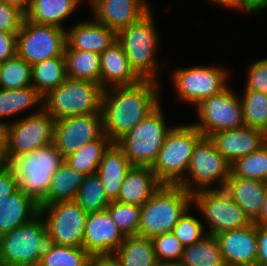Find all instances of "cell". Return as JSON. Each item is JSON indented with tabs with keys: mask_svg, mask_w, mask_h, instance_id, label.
Returning <instances> with one entry per match:
<instances>
[{
	"mask_svg": "<svg viewBox=\"0 0 267 266\" xmlns=\"http://www.w3.org/2000/svg\"><path fill=\"white\" fill-rule=\"evenodd\" d=\"M89 266H122V264L115 253L94 254L90 256Z\"/></svg>",
	"mask_w": 267,
	"mask_h": 266,
	"instance_id": "c3c4849f",
	"label": "cell"
},
{
	"mask_svg": "<svg viewBox=\"0 0 267 266\" xmlns=\"http://www.w3.org/2000/svg\"><path fill=\"white\" fill-rule=\"evenodd\" d=\"M48 244L40 213L29 223L0 236V262L4 266H36Z\"/></svg>",
	"mask_w": 267,
	"mask_h": 266,
	"instance_id": "52a82bcc",
	"label": "cell"
},
{
	"mask_svg": "<svg viewBox=\"0 0 267 266\" xmlns=\"http://www.w3.org/2000/svg\"><path fill=\"white\" fill-rule=\"evenodd\" d=\"M66 29L38 24L24 18L17 33V56L30 66L54 57H64Z\"/></svg>",
	"mask_w": 267,
	"mask_h": 266,
	"instance_id": "4fadbf2b",
	"label": "cell"
},
{
	"mask_svg": "<svg viewBox=\"0 0 267 266\" xmlns=\"http://www.w3.org/2000/svg\"><path fill=\"white\" fill-rule=\"evenodd\" d=\"M75 201L87 214L105 210L110 204L97 174L85 177L78 189Z\"/></svg>",
	"mask_w": 267,
	"mask_h": 266,
	"instance_id": "74e56055",
	"label": "cell"
},
{
	"mask_svg": "<svg viewBox=\"0 0 267 266\" xmlns=\"http://www.w3.org/2000/svg\"><path fill=\"white\" fill-rule=\"evenodd\" d=\"M112 143L104 134L102 137L86 143L77 151L65 157L64 161L71 168L86 176L96 174L104 152Z\"/></svg>",
	"mask_w": 267,
	"mask_h": 266,
	"instance_id": "836d02e7",
	"label": "cell"
},
{
	"mask_svg": "<svg viewBox=\"0 0 267 266\" xmlns=\"http://www.w3.org/2000/svg\"><path fill=\"white\" fill-rule=\"evenodd\" d=\"M246 78L245 88L267 94V58L252 62Z\"/></svg>",
	"mask_w": 267,
	"mask_h": 266,
	"instance_id": "7bdbcfd3",
	"label": "cell"
},
{
	"mask_svg": "<svg viewBox=\"0 0 267 266\" xmlns=\"http://www.w3.org/2000/svg\"><path fill=\"white\" fill-rule=\"evenodd\" d=\"M203 134L193 125L173 126L152 165L161 185L180 186L186 177L193 148Z\"/></svg>",
	"mask_w": 267,
	"mask_h": 266,
	"instance_id": "277c9868",
	"label": "cell"
},
{
	"mask_svg": "<svg viewBox=\"0 0 267 266\" xmlns=\"http://www.w3.org/2000/svg\"><path fill=\"white\" fill-rule=\"evenodd\" d=\"M103 135L102 113L70 116L55 120L53 144L65 158Z\"/></svg>",
	"mask_w": 267,
	"mask_h": 266,
	"instance_id": "2e32d148",
	"label": "cell"
},
{
	"mask_svg": "<svg viewBox=\"0 0 267 266\" xmlns=\"http://www.w3.org/2000/svg\"><path fill=\"white\" fill-rule=\"evenodd\" d=\"M100 84L72 78L43 97V108L55 119L78 115L102 113Z\"/></svg>",
	"mask_w": 267,
	"mask_h": 266,
	"instance_id": "5b68a950",
	"label": "cell"
},
{
	"mask_svg": "<svg viewBox=\"0 0 267 266\" xmlns=\"http://www.w3.org/2000/svg\"><path fill=\"white\" fill-rule=\"evenodd\" d=\"M152 11L151 9L140 20L120 30L116 34V40L125 51L135 74L141 80L158 82L160 67L156 63L155 53L161 37Z\"/></svg>",
	"mask_w": 267,
	"mask_h": 266,
	"instance_id": "3957f363",
	"label": "cell"
},
{
	"mask_svg": "<svg viewBox=\"0 0 267 266\" xmlns=\"http://www.w3.org/2000/svg\"><path fill=\"white\" fill-rule=\"evenodd\" d=\"M149 166H132L125 175L116 201L142 206L160 188Z\"/></svg>",
	"mask_w": 267,
	"mask_h": 266,
	"instance_id": "cb8c5ba5",
	"label": "cell"
},
{
	"mask_svg": "<svg viewBox=\"0 0 267 266\" xmlns=\"http://www.w3.org/2000/svg\"><path fill=\"white\" fill-rule=\"evenodd\" d=\"M81 5L80 0H31L25 18L31 22L65 29L64 21Z\"/></svg>",
	"mask_w": 267,
	"mask_h": 266,
	"instance_id": "4316f807",
	"label": "cell"
},
{
	"mask_svg": "<svg viewBox=\"0 0 267 266\" xmlns=\"http://www.w3.org/2000/svg\"><path fill=\"white\" fill-rule=\"evenodd\" d=\"M131 167L129 159L116 143H112L104 152L96 174L102 181L105 195L110 202L118 199L125 175Z\"/></svg>",
	"mask_w": 267,
	"mask_h": 266,
	"instance_id": "603a6c76",
	"label": "cell"
},
{
	"mask_svg": "<svg viewBox=\"0 0 267 266\" xmlns=\"http://www.w3.org/2000/svg\"><path fill=\"white\" fill-rule=\"evenodd\" d=\"M256 266H267V226L257 225Z\"/></svg>",
	"mask_w": 267,
	"mask_h": 266,
	"instance_id": "7dc6e473",
	"label": "cell"
},
{
	"mask_svg": "<svg viewBox=\"0 0 267 266\" xmlns=\"http://www.w3.org/2000/svg\"><path fill=\"white\" fill-rule=\"evenodd\" d=\"M230 174L267 182V142L251 154L235 160L230 165Z\"/></svg>",
	"mask_w": 267,
	"mask_h": 266,
	"instance_id": "d590c367",
	"label": "cell"
},
{
	"mask_svg": "<svg viewBox=\"0 0 267 266\" xmlns=\"http://www.w3.org/2000/svg\"><path fill=\"white\" fill-rule=\"evenodd\" d=\"M240 96L245 126L264 131L267 127V94L245 88Z\"/></svg>",
	"mask_w": 267,
	"mask_h": 266,
	"instance_id": "8d00e7d4",
	"label": "cell"
},
{
	"mask_svg": "<svg viewBox=\"0 0 267 266\" xmlns=\"http://www.w3.org/2000/svg\"><path fill=\"white\" fill-rule=\"evenodd\" d=\"M38 110L8 123L4 163L53 143L55 119L39 105Z\"/></svg>",
	"mask_w": 267,
	"mask_h": 266,
	"instance_id": "ba28073f",
	"label": "cell"
},
{
	"mask_svg": "<svg viewBox=\"0 0 267 266\" xmlns=\"http://www.w3.org/2000/svg\"><path fill=\"white\" fill-rule=\"evenodd\" d=\"M229 72L219 65L177 68L173 70L172 84L178 99L195 107L204 99L221 93L229 86Z\"/></svg>",
	"mask_w": 267,
	"mask_h": 266,
	"instance_id": "7c38bea8",
	"label": "cell"
},
{
	"mask_svg": "<svg viewBox=\"0 0 267 266\" xmlns=\"http://www.w3.org/2000/svg\"><path fill=\"white\" fill-rule=\"evenodd\" d=\"M154 252L159 262L179 263L184 246L173 232L164 233L152 238Z\"/></svg>",
	"mask_w": 267,
	"mask_h": 266,
	"instance_id": "b9f144b4",
	"label": "cell"
},
{
	"mask_svg": "<svg viewBox=\"0 0 267 266\" xmlns=\"http://www.w3.org/2000/svg\"><path fill=\"white\" fill-rule=\"evenodd\" d=\"M264 134H265V136H266V138H267V127H266V129L264 130Z\"/></svg>",
	"mask_w": 267,
	"mask_h": 266,
	"instance_id": "9f6ffc18",
	"label": "cell"
},
{
	"mask_svg": "<svg viewBox=\"0 0 267 266\" xmlns=\"http://www.w3.org/2000/svg\"><path fill=\"white\" fill-rule=\"evenodd\" d=\"M93 18L116 34L151 10L147 0H88Z\"/></svg>",
	"mask_w": 267,
	"mask_h": 266,
	"instance_id": "ac0fdd59",
	"label": "cell"
},
{
	"mask_svg": "<svg viewBox=\"0 0 267 266\" xmlns=\"http://www.w3.org/2000/svg\"><path fill=\"white\" fill-rule=\"evenodd\" d=\"M17 33L0 30V64L17 55Z\"/></svg>",
	"mask_w": 267,
	"mask_h": 266,
	"instance_id": "bcb514c9",
	"label": "cell"
},
{
	"mask_svg": "<svg viewBox=\"0 0 267 266\" xmlns=\"http://www.w3.org/2000/svg\"><path fill=\"white\" fill-rule=\"evenodd\" d=\"M229 175L230 164L215 148L209 136H202L193 148L186 177L180 186L191 193L223 188ZM215 183L219 185L214 187Z\"/></svg>",
	"mask_w": 267,
	"mask_h": 266,
	"instance_id": "30bf717a",
	"label": "cell"
},
{
	"mask_svg": "<svg viewBox=\"0 0 267 266\" xmlns=\"http://www.w3.org/2000/svg\"><path fill=\"white\" fill-rule=\"evenodd\" d=\"M90 255L82 247L48 242L38 266H89Z\"/></svg>",
	"mask_w": 267,
	"mask_h": 266,
	"instance_id": "e575fe53",
	"label": "cell"
},
{
	"mask_svg": "<svg viewBox=\"0 0 267 266\" xmlns=\"http://www.w3.org/2000/svg\"><path fill=\"white\" fill-rule=\"evenodd\" d=\"M177 266H226L216 236L206 234L197 243L184 247Z\"/></svg>",
	"mask_w": 267,
	"mask_h": 266,
	"instance_id": "4dcf8cb0",
	"label": "cell"
},
{
	"mask_svg": "<svg viewBox=\"0 0 267 266\" xmlns=\"http://www.w3.org/2000/svg\"><path fill=\"white\" fill-rule=\"evenodd\" d=\"M32 86L44 97L67 78L65 57H54L31 66Z\"/></svg>",
	"mask_w": 267,
	"mask_h": 266,
	"instance_id": "f546056e",
	"label": "cell"
},
{
	"mask_svg": "<svg viewBox=\"0 0 267 266\" xmlns=\"http://www.w3.org/2000/svg\"><path fill=\"white\" fill-rule=\"evenodd\" d=\"M125 236L105 209L88 213L84 228L82 248L91 256L94 254H113L122 244Z\"/></svg>",
	"mask_w": 267,
	"mask_h": 266,
	"instance_id": "e0dca14e",
	"label": "cell"
},
{
	"mask_svg": "<svg viewBox=\"0 0 267 266\" xmlns=\"http://www.w3.org/2000/svg\"><path fill=\"white\" fill-rule=\"evenodd\" d=\"M214 2V4H218L219 6L228 7L229 9L233 10H240L245 12L246 10V0H209Z\"/></svg>",
	"mask_w": 267,
	"mask_h": 266,
	"instance_id": "681fc988",
	"label": "cell"
},
{
	"mask_svg": "<svg viewBox=\"0 0 267 266\" xmlns=\"http://www.w3.org/2000/svg\"><path fill=\"white\" fill-rule=\"evenodd\" d=\"M64 57L68 78L100 84V54L75 50L66 43Z\"/></svg>",
	"mask_w": 267,
	"mask_h": 266,
	"instance_id": "f1b7e54d",
	"label": "cell"
},
{
	"mask_svg": "<svg viewBox=\"0 0 267 266\" xmlns=\"http://www.w3.org/2000/svg\"><path fill=\"white\" fill-rule=\"evenodd\" d=\"M255 225L267 226V182H265V195L259 217L253 222Z\"/></svg>",
	"mask_w": 267,
	"mask_h": 266,
	"instance_id": "f5cc1de1",
	"label": "cell"
},
{
	"mask_svg": "<svg viewBox=\"0 0 267 266\" xmlns=\"http://www.w3.org/2000/svg\"><path fill=\"white\" fill-rule=\"evenodd\" d=\"M85 177L86 175L74 170L64 161L52 175L47 194L38 205L75 200Z\"/></svg>",
	"mask_w": 267,
	"mask_h": 266,
	"instance_id": "83f0119b",
	"label": "cell"
},
{
	"mask_svg": "<svg viewBox=\"0 0 267 266\" xmlns=\"http://www.w3.org/2000/svg\"><path fill=\"white\" fill-rule=\"evenodd\" d=\"M39 104L43 105V97L33 86L23 89L0 88V121L5 122L4 118L16 117Z\"/></svg>",
	"mask_w": 267,
	"mask_h": 266,
	"instance_id": "1f68e13d",
	"label": "cell"
},
{
	"mask_svg": "<svg viewBox=\"0 0 267 266\" xmlns=\"http://www.w3.org/2000/svg\"><path fill=\"white\" fill-rule=\"evenodd\" d=\"M64 159L53 143L16 158L11 165L16 170L19 189L39 204L47 194L52 175Z\"/></svg>",
	"mask_w": 267,
	"mask_h": 266,
	"instance_id": "9c48e42d",
	"label": "cell"
},
{
	"mask_svg": "<svg viewBox=\"0 0 267 266\" xmlns=\"http://www.w3.org/2000/svg\"><path fill=\"white\" fill-rule=\"evenodd\" d=\"M190 210H192V207L184 213L172 230L184 247L197 243L207 234L204 231L206 225L200 221V218L194 217Z\"/></svg>",
	"mask_w": 267,
	"mask_h": 266,
	"instance_id": "60d3db41",
	"label": "cell"
},
{
	"mask_svg": "<svg viewBox=\"0 0 267 266\" xmlns=\"http://www.w3.org/2000/svg\"><path fill=\"white\" fill-rule=\"evenodd\" d=\"M209 138L230 165L238 158L256 151L267 142L264 131L248 126L216 131L210 134Z\"/></svg>",
	"mask_w": 267,
	"mask_h": 266,
	"instance_id": "ffe728a7",
	"label": "cell"
},
{
	"mask_svg": "<svg viewBox=\"0 0 267 266\" xmlns=\"http://www.w3.org/2000/svg\"><path fill=\"white\" fill-rule=\"evenodd\" d=\"M267 9V0H246V10L247 14H257Z\"/></svg>",
	"mask_w": 267,
	"mask_h": 266,
	"instance_id": "f907efd6",
	"label": "cell"
},
{
	"mask_svg": "<svg viewBox=\"0 0 267 266\" xmlns=\"http://www.w3.org/2000/svg\"><path fill=\"white\" fill-rule=\"evenodd\" d=\"M39 213L46 223L48 242L82 247L88 214L75 200L39 205Z\"/></svg>",
	"mask_w": 267,
	"mask_h": 266,
	"instance_id": "5bb4252c",
	"label": "cell"
},
{
	"mask_svg": "<svg viewBox=\"0 0 267 266\" xmlns=\"http://www.w3.org/2000/svg\"><path fill=\"white\" fill-rule=\"evenodd\" d=\"M159 82L141 80L132 86L103 90L104 134L116 143L160 104Z\"/></svg>",
	"mask_w": 267,
	"mask_h": 266,
	"instance_id": "6da1fadb",
	"label": "cell"
},
{
	"mask_svg": "<svg viewBox=\"0 0 267 266\" xmlns=\"http://www.w3.org/2000/svg\"><path fill=\"white\" fill-rule=\"evenodd\" d=\"M19 189L16 170L11 164H0V206Z\"/></svg>",
	"mask_w": 267,
	"mask_h": 266,
	"instance_id": "f6af8a7d",
	"label": "cell"
},
{
	"mask_svg": "<svg viewBox=\"0 0 267 266\" xmlns=\"http://www.w3.org/2000/svg\"><path fill=\"white\" fill-rule=\"evenodd\" d=\"M191 206V192L182 186L161 185L141 206L138 235L152 239L172 232Z\"/></svg>",
	"mask_w": 267,
	"mask_h": 266,
	"instance_id": "7a4b0ae2",
	"label": "cell"
},
{
	"mask_svg": "<svg viewBox=\"0 0 267 266\" xmlns=\"http://www.w3.org/2000/svg\"><path fill=\"white\" fill-rule=\"evenodd\" d=\"M215 236L226 266H256L257 225L253 222L249 226L220 232Z\"/></svg>",
	"mask_w": 267,
	"mask_h": 266,
	"instance_id": "d6986e66",
	"label": "cell"
},
{
	"mask_svg": "<svg viewBox=\"0 0 267 266\" xmlns=\"http://www.w3.org/2000/svg\"><path fill=\"white\" fill-rule=\"evenodd\" d=\"M153 266H177V264L157 261Z\"/></svg>",
	"mask_w": 267,
	"mask_h": 266,
	"instance_id": "11a10c76",
	"label": "cell"
},
{
	"mask_svg": "<svg viewBox=\"0 0 267 266\" xmlns=\"http://www.w3.org/2000/svg\"><path fill=\"white\" fill-rule=\"evenodd\" d=\"M25 18V12L19 7L0 0V30L18 32Z\"/></svg>",
	"mask_w": 267,
	"mask_h": 266,
	"instance_id": "ee69618b",
	"label": "cell"
},
{
	"mask_svg": "<svg viewBox=\"0 0 267 266\" xmlns=\"http://www.w3.org/2000/svg\"><path fill=\"white\" fill-rule=\"evenodd\" d=\"M196 110L199 122L193 125L203 136L245 126L240 97L229 86L201 101Z\"/></svg>",
	"mask_w": 267,
	"mask_h": 266,
	"instance_id": "9a60e30c",
	"label": "cell"
},
{
	"mask_svg": "<svg viewBox=\"0 0 267 266\" xmlns=\"http://www.w3.org/2000/svg\"><path fill=\"white\" fill-rule=\"evenodd\" d=\"M192 207L203 215L208 223L206 233L216 235L249 226L252 222L224 188L203 189L192 193Z\"/></svg>",
	"mask_w": 267,
	"mask_h": 266,
	"instance_id": "8fae6325",
	"label": "cell"
},
{
	"mask_svg": "<svg viewBox=\"0 0 267 266\" xmlns=\"http://www.w3.org/2000/svg\"><path fill=\"white\" fill-rule=\"evenodd\" d=\"M115 254L122 266H153L157 262L152 239L140 235L125 236Z\"/></svg>",
	"mask_w": 267,
	"mask_h": 266,
	"instance_id": "d6a6232c",
	"label": "cell"
},
{
	"mask_svg": "<svg viewBox=\"0 0 267 266\" xmlns=\"http://www.w3.org/2000/svg\"><path fill=\"white\" fill-rule=\"evenodd\" d=\"M107 210L124 236L138 235L141 206L111 201Z\"/></svg>",
	"mask_w": 267,
	"mask_h": 266,
	"instance_id": "ab89813d",
	"label": "cell"
},
{
	"mask_svg": "<svg viewBox=\"0 0 267 266\" xmlns=\"http://www.w3.org/2000/svg\"><path fill=\"white\" fill-rule=\"evenodd\" d=\"M115 41L116 33L94 18L91 21L81 20L70 30L66 29V43L75 50L101 54Z\"/></svg>",
	"mask_w": 267,
	"mask_h": 266,
	"instance_id": "7402d4cb",
	"label": "cell"
},
{
	"mask_svg": "<svg viewBox=\"0 0 267 266\" xmlns=\"http://www.w3.org/2000/svg\"><path fill=\"white\" fill-rule=\"evenodd\" d=\"M8 122L0 121V161L4 163V156L7 147Z\"/></svg>",
	"mask_w": 267,
	"mask_h": 266,
	"instance_id": "816d5d0a",
	"label": "cell"
},
{
	"mask_svg": "<svg viewBox=\"0 0 267 266\" xmlns=\"http://www.w3.org/2000/svg\"><path fill=\"white\" fill-rule=\"evenodd\" d=\"M141 79L132 70L121 44L116 40L100 54V85L103 90L132 86Z\"/></svg>",
	"mask_w": 267,
	"mask_h": 266,
	"instance_id": "44dd1931",
	"label": "cell"
},
{
	"mask_svg": "<svg viewBox=\"0 0 267 266\" xmlns=\"http://www.w3.org/2000/svg\"><path fill=\"white\" fill-rule=\"evenodd\" d=\"M32 86L31 66L19 56L0 64V88L23 89Z\"/></svg>",
	"mask_w": 267,
	"mask_h": 266,
	"instance_id": "f35d334b",
	"label": "cell"
},
{
	"mask_svg": "<svg viewBox=\"0 0 267 266\" xmlns=\"http://www.w3.org/2000/svg\"><path fill=\"white\" fill-rule=\"evenodd\" d=\"M224 190L238 204L251 222L260 215L265 195V182L235 177L231 174L227 179Z\"/></svg>",
	"mask_w": 267,
	"mask_h": 266,
	"instance_id": "d4e9b609",
	"label": "cell"
},
{
	"mask_svg": "<svg viewBox=\"0 0 267 266\" xmlns=\"http://www.w3.org/2000/svg\"><path fill=\"white\" fill-rule=\"evenodd\" d=\"M8 4H12L15 5L17 7H19L20 9H22L24 12L27 11L29 4L31 2V0H2Z\"/></svg>",
	"mask_w": 267,
	"mask_h": 266,
	"instance_id": "db71d44e",
	"label": "cell"
},
{
	"mask_svg": "<svg viewBox=\"0 0 267 266\" xmlns=\"http://www.w3.org/2000/svg\"><path fill=\"white\" fill-rule=\"evenodd\" d=\"M166 123L160 104L116 142L132 166L152 167L168 131L172 128Z\"/></svg>",
	"mask_w": 267,
	"mask_h": 266,
	"instance_id": "8992f818",
	"label": "cell"
},
{
	"mask_svg": "<svg viewBox=\"0 0 267 266\" xmlns=\"http://www.w3.org/2000/svg\"><path fill=\"white\" fill-rule=\"evenodd\" d=\"M38 214V203L18 189L0 206V236L29 223Z\"/></svg>",
	"mask_w": 267,
	"mask_h": 266,
	"instance_id": "484cf974",
	"label": "cell"
}]
</instances>
